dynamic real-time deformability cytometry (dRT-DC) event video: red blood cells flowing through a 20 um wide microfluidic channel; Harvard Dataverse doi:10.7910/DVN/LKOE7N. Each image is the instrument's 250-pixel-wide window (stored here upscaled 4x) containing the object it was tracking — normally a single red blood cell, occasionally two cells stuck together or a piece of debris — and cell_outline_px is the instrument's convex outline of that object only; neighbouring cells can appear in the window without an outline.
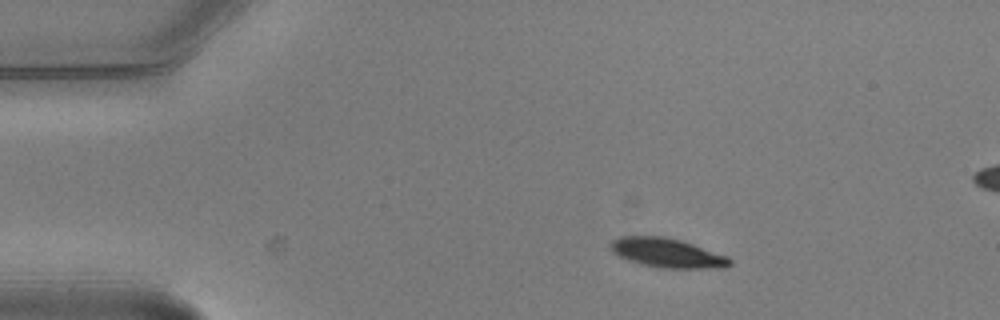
{"species": "common noctule bat (a hibernating species)", "species_latin": "Nyctalus noctula", "temperature_condition": "warm", "stored_images_in_passage": 4, "segment_of_instrument_passage": [1, 2], "camera_frame_rate_fps": 3000, "um_per_image_px": 0.085, "animal": {"sex": "male", "body_mass_g": 20.5, "forearm_length_mm": 52.5}, "frame": {"image": 1, "passage_image": 1, "time_ms": 0.0, "image_size_px": [1000, 320], "cell_outline_px": [[732, 264], [724, 268], [660, 268], [628, 260], [612, 252], [612, 240], [620, 236], [664, 236], [680, 240], [728, 256], [732, 260]], "centroid_in_image_um": [56.75, 21.5], "position_along_channel_um": 28.3, "area_um2": 20.17}}